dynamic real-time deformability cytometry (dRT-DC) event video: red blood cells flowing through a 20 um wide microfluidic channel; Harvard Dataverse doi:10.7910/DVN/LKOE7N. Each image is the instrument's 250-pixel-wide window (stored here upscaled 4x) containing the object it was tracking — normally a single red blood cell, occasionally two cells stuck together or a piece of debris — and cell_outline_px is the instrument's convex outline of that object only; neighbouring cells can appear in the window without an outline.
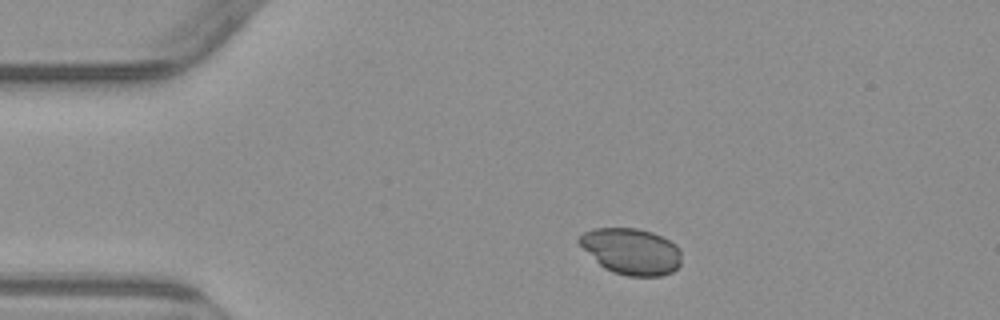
{"species": "common noctule bat (a hibernating species)", "species_latin": "Nyctalus noctula", "temperature_condition": "warm", "stored_images_in_passage": 6, "camera_frame_rate_fps": 3000, "um_per_image_px": 0.085, "animal": {"sex": "male", "body_mass_g": 23.1, "forearm_length_mm": 52.7}, "frame": {"image": 1, "passage_image": 1, "time_ms": 0.0, "image_size_px": [1000, 320], "cell_outline_px": [[680, 264], [672, 272], [660, 276], [628, 276], [612, 272], [604, 268], [576, 240], [584, 232], [592, 228], [636, 228], [652, 232], [676, 244], [680, 248]], "centroid_in_image_um": [53.67, 21.36], "position_along_channel_um": 31.3, "area_um2": 27.34}}